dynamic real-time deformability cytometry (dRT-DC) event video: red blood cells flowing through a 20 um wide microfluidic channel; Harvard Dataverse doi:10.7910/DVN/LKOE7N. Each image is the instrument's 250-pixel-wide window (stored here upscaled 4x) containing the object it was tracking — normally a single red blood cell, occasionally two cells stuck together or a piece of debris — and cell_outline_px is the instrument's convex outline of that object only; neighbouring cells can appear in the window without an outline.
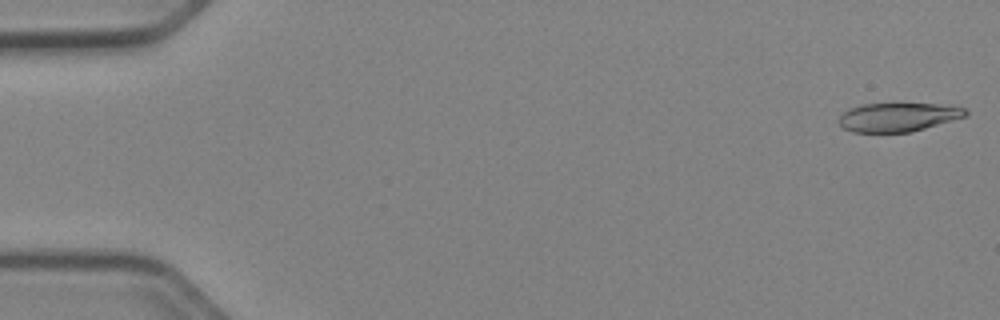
{"species": "Egyptian fruit bat (a non-hibernating species)", "species_latin": "Rousettus aegyptiacus", "temperature_condition": "cold", "stored_images_in_passage": 16, "camera_frame_rate_fps": 3000, "um_per_image_px": 0.085, "animal": {"sex": "female"}, "frame": {"image": 1, "passage_image": 1, "time_ms": 0.0, "image_size_px": [1000, 320], "cell_outline_px": [[968, 116], [912, 132], [852, 132], [844, 128], [840, 124], [840, 116], [848, 108], [864, 104], [936, 104], [964, 108], [968, 112]], "centroid_in_image_um": [76.35, 9.96], "position_along_channel_um": 8.6, "area_um2": 21.1}}